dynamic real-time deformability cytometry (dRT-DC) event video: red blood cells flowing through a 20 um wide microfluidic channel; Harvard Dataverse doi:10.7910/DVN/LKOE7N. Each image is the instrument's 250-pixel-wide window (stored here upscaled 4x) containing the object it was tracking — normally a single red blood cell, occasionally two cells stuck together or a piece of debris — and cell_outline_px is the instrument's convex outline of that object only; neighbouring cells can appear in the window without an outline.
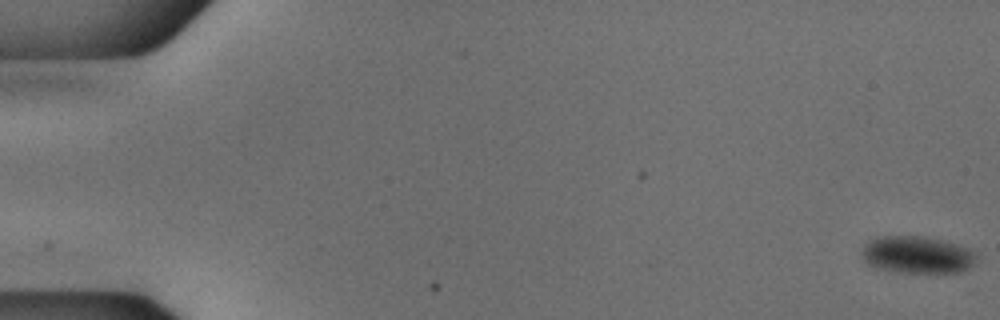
{"species": "common noctule bat (a hibernating species)", "species_latin": "Nyctalus noctula", "temperature_condition": "cold", "stored_images_in_passage": 55, "camera_frame_rate_fps": 3000, "um_per_image_px": 0.085, "animal": {"sex": "male", "body_mass_g": 18.8}, "frame": {"image": 1, "passage_image": 1, "time_ms": 0.0, "image_size_px": [1000, 320], "cell_outline_px": [[980, 260], [968, 268], [960, 272], [900, 272], [880, 268], [868, 264], [864, 260], [860, 252], [864, 244], [868, 240], [876, 236], [924, 236], [956, 244], [968, 248], [976, 252], [980, 256]], "centroid_in_image_um": [77.98, 21.64], "position_along_channel_um": 7.0, "area_um2": 25.09}}
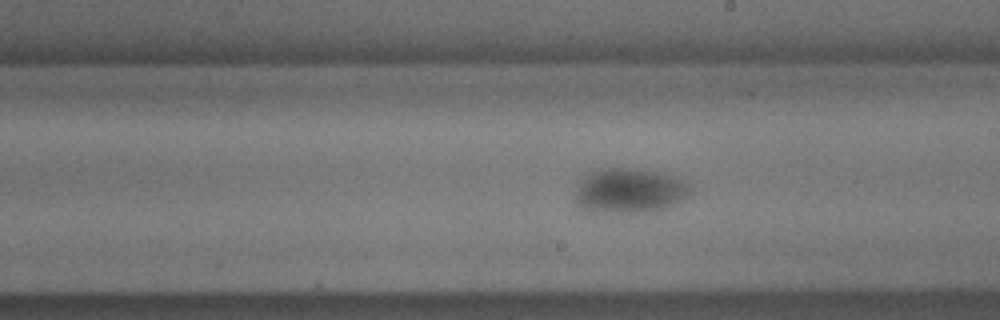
{"frame": {"image": 2, "passage_image": 32, "time_ms": 10.333, "image_size_px": [1000, 320], "cell_outline_px": [[692, 188], [688, 196], [668, 208], [652, 212], [596, 212], [584, 208], [576, 204], [576, 192], [584, 176], [588, 172], [600, 168], [628, 168], [656, 172], [688, 180], [692, 184]], "centroid_in_image_um": [53.56, 16.21], "position_along_channel_um": 235.4, "area_um2": 30.17}}
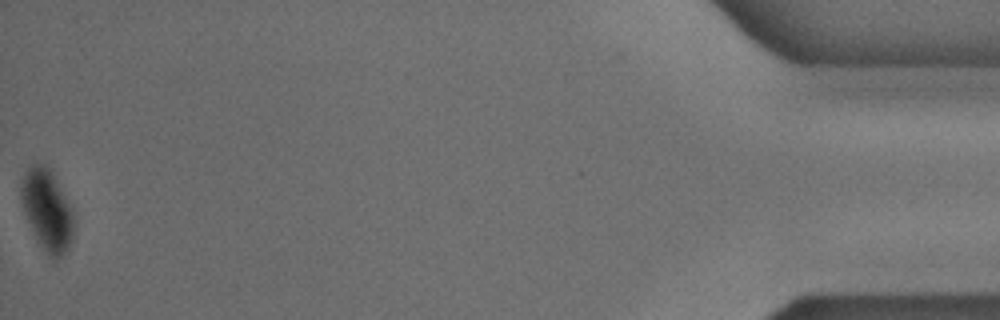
{"frame": {"image": 3, "passage_image": 55, "time_ms": 18.0, "image_size_px": [1000, 320], "cell_outline_px": [[76, 224], [72, 240], [68, 248], [56, 260], [52, 260], [48, 256], [36, 240], [24, 212], [20, 200], [20, 184], [24, 172], [32, 164], [44, 164], [52, 172], [68, 200], [76, 216]], "centroid_in_image_um": [4.02, 17.88], "position_along_channel_um": 431.2, "area_um2": 25.49}}